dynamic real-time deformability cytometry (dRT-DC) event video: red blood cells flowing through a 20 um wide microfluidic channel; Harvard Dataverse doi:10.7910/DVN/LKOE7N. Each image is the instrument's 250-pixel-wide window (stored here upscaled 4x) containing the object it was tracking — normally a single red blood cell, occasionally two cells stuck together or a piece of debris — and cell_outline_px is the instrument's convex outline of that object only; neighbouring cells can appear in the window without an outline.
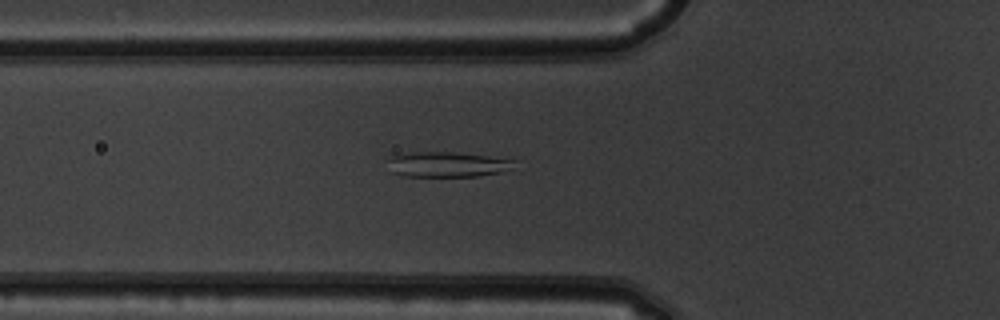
{"species": "common noctule bat (a hibernating species)", "species_latin": "Nyctalus noctula", "temperature_condition": "warm", "stored_images_in_passage": 52, "camera_frame_rate_fps": 3000, "um_per_image_px": 0.085, "animal": {"sex": "male", "body_mass_g": 19.5, "forearm_length_mm": 54.6}, "frame": {"image": 1, "passage_image": 19, "time_ms": 6.0, "image_size_px": [1000, 320], "cell_outline_px": [[516, 160], [500, 172], [480, 176], [404, 176], [392, 172], [388, 160], [388, 156], [412, 152], [452, 152], [512, 156]], "centroid_in_image_um": [38.07, 13.94], "position_along_channel_um": 87.7, "area_um2": 18.9}}
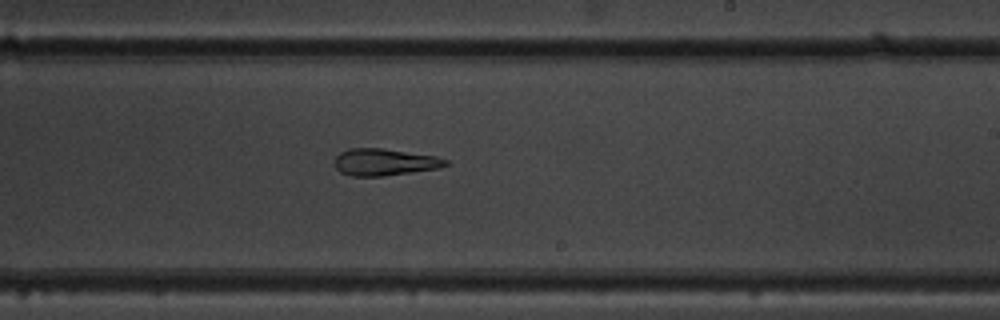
{"frame": {"image": 2, "passage_image": 32, "time_ms": 10.333, "image_size_px": [1000, 320], "cell_outline_px": [[448, 164], [440, 168], [384, 176], [352, 176], [340, 172], [336, 168], [336, 156], [340, 152], [348, 148], [384, 148], [436, 156], [448, 160]], "centroid_in_image_um": [32.69, 13.77], "position_along_channel_um": 256.3, "area_um2": 17.46}}
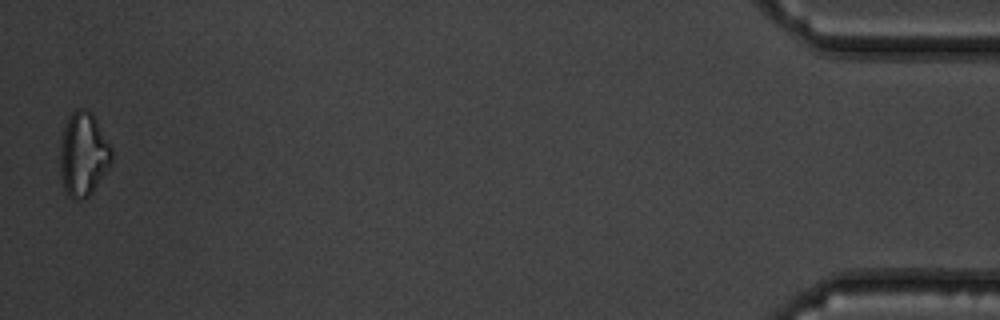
{"frame": {"image": 3, "passage_image": 52, "time_ms": 17.0, "image_size_px": [1000, 320], "cell_outline_px": [[112, 160], [92, 192], [88, 196], [72, 200], [68, 196], [64, 188], [60, 176], [60, 140], [64, 128], [72, 112], [76, 108], [84, 108], [92, 112], [112, 148]], "centroid_in_image_um": [7.06, 13.1], "position_along_channel_um": 428.1, "area_um2": 25.09}, "authors_computed_cell_mechanics": {"area_um2": 21.3282, "velocity_mm_per_s": 3.8854, "shape_relaxation_time_tau1_ms": null, "shape_relaxation_time_tau2_ms": 5.1133, "deformation_change_tau1": null, "deformation_change_tau2": 0.1632}}